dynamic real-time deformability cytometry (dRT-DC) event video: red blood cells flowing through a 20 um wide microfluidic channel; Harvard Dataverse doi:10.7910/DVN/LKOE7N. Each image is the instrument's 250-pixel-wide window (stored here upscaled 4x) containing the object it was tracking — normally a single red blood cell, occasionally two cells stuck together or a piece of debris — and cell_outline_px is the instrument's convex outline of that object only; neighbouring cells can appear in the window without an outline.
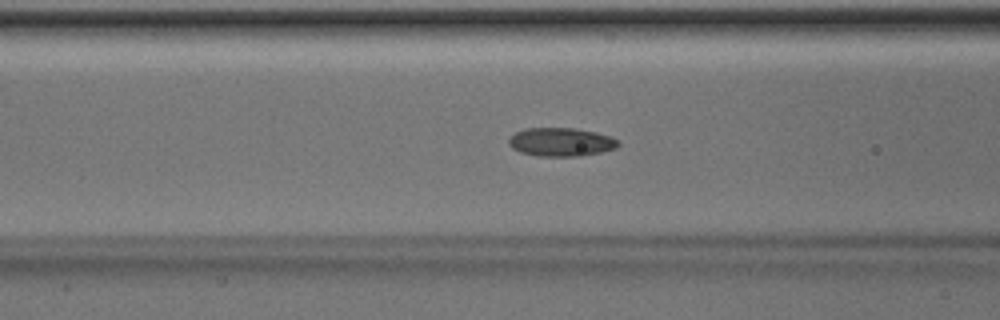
{"species": "Egyptian fruit bat (a non-hibernating species)", "species_latin": "Rousettus aegyptiacus", "temperature_condition": "room temperature", "stored_images_in_passage": 51, "camera_frame_rate_fps": 3000, "um_per_image_px": 0.085, "animal": {"sex": "male"}, "frame": {"image": 1, "passage_image": 20, "time_ms": 6.333, "image_size_px": [1000, 320], "cell_outline_px": [[620, 144], [616, 148], [600, 152], [580, 156], [536, 156], [520, 152], [512, 148], [508, 144], [508, 140], [516, 132], [524, 128], [572, 128], [596, 132], [608, 136], [616, 140]], "centroid_in_image_um": [47.65, 12.07], "position_along_channel_um": 119.0, "area_um2": 18.09}}
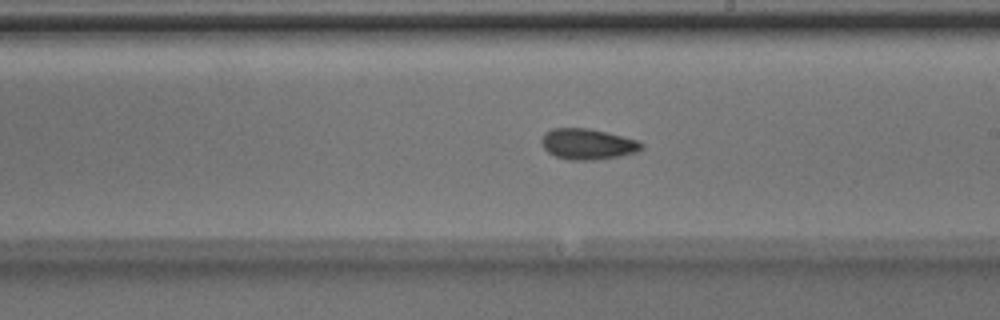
{"frame": {"image": 2, "passage_image": 29, "time_ms": 9.333, "image_size_px": [1000, 320], "cell_outline_px": [[644, 148], [636, 152], [620, 156], [596, 160], [568, 160], [556, 156], [548, 152], [544, 148], [540, 140], [544, 132], [552, 128], [588, 128], [640, 140], [644, 144]], "centroid_in_image_um": [49.96, 12.24], "position_along_channel_um": 239.0, "area_um2": 18.15}}
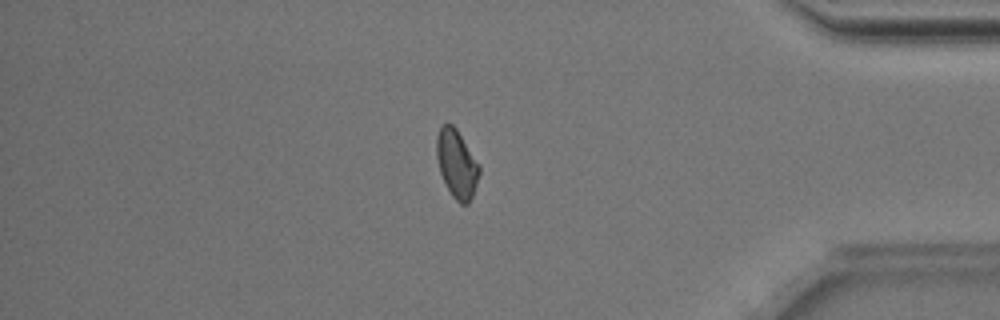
{"frame": {"image": 3, "passage_image": 43, "time_ms": 14.0, "image_size_px": [1000, 320], "cell_outline_px": [[480, 172], [472, 196], [468, 204], [460, 204], [452, 196], [440, 172], [436, 156], [436, 136], [440, 128], [444, 124], [452, 124], [456, 128], [480, 164]], "centroid_in_image_um": [38.82, 13.91], "position_along_channel_um": 396.4, "area_um2": 16.88}}